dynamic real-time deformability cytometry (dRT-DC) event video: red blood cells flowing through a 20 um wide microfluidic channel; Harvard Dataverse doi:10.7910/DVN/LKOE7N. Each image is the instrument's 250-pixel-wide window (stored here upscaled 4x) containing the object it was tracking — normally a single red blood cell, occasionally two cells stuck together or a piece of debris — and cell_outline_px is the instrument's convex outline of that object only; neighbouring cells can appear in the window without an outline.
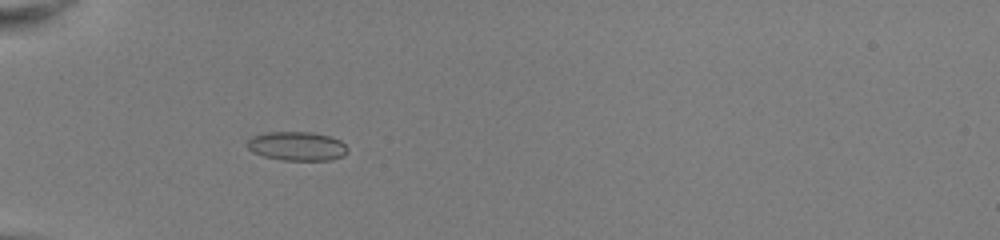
{"species": "common noctule bat (a hibernating species)", "species_latin": "Nyctalus noctula", "temperature_condition": "room temperature", "stored_images_in_passage": 51, "camera_frame_rate_fps": 3000, "um_per_image_px": 0.085, "animal": {"sex": "female", "body_mass_g": 22.0, "forearm_length_mm": 56.7}, "frame": {"image": 1, "passage_image": 17, "time_ms": 5.333, "image_size_px": [1000, 240], "cell_outline_px": [[348, 152], [344, 156], [332, 160], [284, 160], [264, 156], [252, 152], [248, 148], [248, 140], [252, 136], [268, 132], [312, 132], [328, 136], [340, 140], [348, 148]], "centroid_in_image_um": [25.27, 12.42], "position_along_channel_um": 59.7, "area_um2": 16.94}}
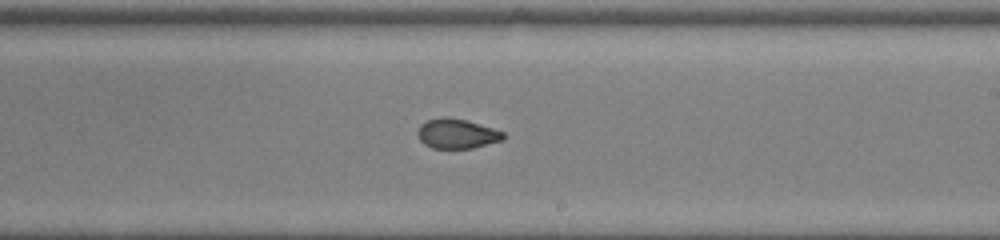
{"frame": {"image": 2, "passage_image": 32, "time_ms": 10.333, "image_size_px": [1000, 240], "cell_outline_px": [[504, 140], [472, 148], [432, 148], [424, 144], [420, 140], [416, 132], [420, 124], [428, 120], [440, 116], [448, 116], [468, 120], [504, 132]], "centroid_in_image_um": [38.81, 11.34], "position_along_channel_um": 250.2, "area_um2": 15.03}}
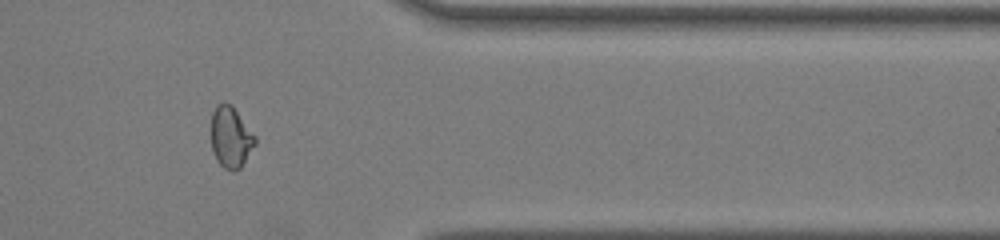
{"frame": {"image": 3, "passage_image": 43, "time_ms": 14.0, "image_size_px": [1000, 240], "cell_outline_px": [[256, 144], [240, 168], [232, 172], [224, 168], [216, 160], [212, 152], [212, 112], [216, 104], [224, 100], [232, 104], [256, 136]], "centroid_in_image_um": [19.61, 11.63], "position_along_channel_um": 391.8, "area_um2": 15.95}, "authors_computed_cell_mechanics": {"area_um2": 15.9528, "velocity_mm_per_s": 4.0668, "shape_relaxation_time_tau1_ms": null, "shape_relaxation_time_tau2_ms": 1.1095, "deformation_change_tau1": null, "deformation_change_tau2": 0.0611}}